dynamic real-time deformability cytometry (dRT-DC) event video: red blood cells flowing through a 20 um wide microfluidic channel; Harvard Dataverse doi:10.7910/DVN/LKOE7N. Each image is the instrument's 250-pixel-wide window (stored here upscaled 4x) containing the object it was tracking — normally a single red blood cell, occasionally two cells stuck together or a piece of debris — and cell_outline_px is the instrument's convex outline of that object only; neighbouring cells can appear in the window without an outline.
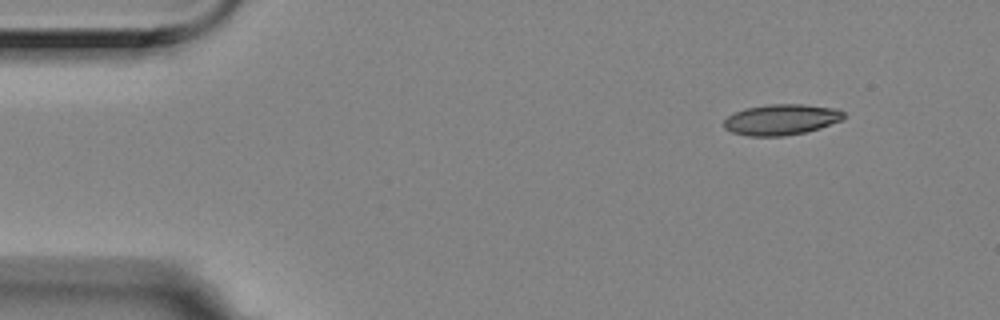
{"species": "Egyptian fruit bat (a non-hibernating species)", "species_latin": "Rousettus aegyptiacus", "temperature_condition": "room temperature", "stored_images_in_passage": 2, "camera_frame_rate_fps": 3000, "um_per_image_px": 0.085, "animal": {"sex": "female"}, "frame": {"image": 1, "passage_image": 2, "time_ms": 0.333, "image_size_px": [1000, 320], "cell_outline_px": [[844, 120], [820, 128], [804, 132], [784, 136], [748, 136], [732, 132], [724, 128], [724, 120], [728, 116], [744, 108], [768, 104], [800, 104], [836, 108], [844, 112]], "centroid_in_image_um": [66.42, 10.16], "position_along_channel_um": 18.6, "area_um2": 21.56}}